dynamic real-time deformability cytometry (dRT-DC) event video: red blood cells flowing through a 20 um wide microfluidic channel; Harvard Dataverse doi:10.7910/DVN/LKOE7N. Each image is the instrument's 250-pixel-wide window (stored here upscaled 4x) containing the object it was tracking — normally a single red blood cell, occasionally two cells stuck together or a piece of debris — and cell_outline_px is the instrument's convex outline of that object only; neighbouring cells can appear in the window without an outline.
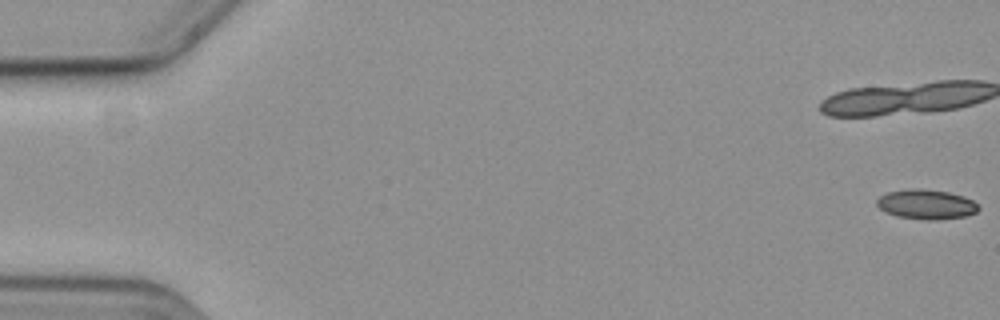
{"species": "common noctule bat (a hibernating species)", "species_latin": "Nyctalus noctula", "temperature_condition": "cold", "stored_images_in_passage": 22, "camera_frame_rate_fps": 3000, "um_per_image_px": 0.085, "animal": {"sex": "female", "body_mass_g": 19.3, "forearm_length_mm": 54.1}, "frame": {"image": 1, "passage_image": 1, "time_ms": 0.0, "image_size_px": [1000, 320], "cell_outline_px": [[980, 208], [976, 212], [964, 216], [936, 220], [928, 220], [896, 216], [880, 208], [876, 204], [876, 200], [880, 196], [888, 192], [912, 188], [920, 188], [948, 192], [964, 196], [972, 200]], "centroid_in_image_um": [78.73, 17.36], "position_along_channel_um": 6.3, "area_um2": 17.46}}